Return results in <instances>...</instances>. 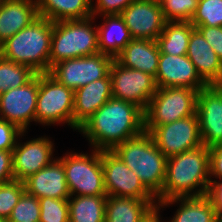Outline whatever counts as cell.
Returning a JSON list of instances; mask_svg holds the SVG:
<instances>
[{
	"label": "cell",
	"mask_w": 222,
	"mask_h": 222,
	"mask_svg": "<svg viewBox=\"0 0 222 222\" xmlns=\"http://www.w3.org/2000/svg\"><path fill=\"white\" fill-rule=\"evenodd\" d=\"M216 222H222V218L221 219H216Z\"/></svg>",
	"instance_id": "obj_43"
},
{
	"label": "cell",
	"mask_w": 222,
	"mask_h": 222,
	"mask_svg": "<svg viewBox=\"0 0 222 222\" xmlns=\"http://www.w3.org/2000/svg\"><path fill=\"white\" fill-rule=\"evenodd\" d=\"M150 134L166 158L203 145L197 113L170 124L156 126Z\"/></svg>",
	"instance_id": "obj_12"
},
{
	"label": "cell",
	"mask_w": 222,
	"mask_h": 222,
	"mask_svg": "<svg viewBox=\"0 0 222 222\" xmlns=\"http://www.w3.org/2000/svg\"><path fill=\"white\" fill-rule=\"evenodd\" d=\"M53 145L47 137H39L24 144L17 141L12 161L14 180L23 182L52 163L55 160L52 157Z\"/></svg>",
	"instance_id": "obj_17"
},
{
	"label": "cell",
	"mask_w": 222,
	"mask_h": 222,
	"mask_svg": "<svg viewBox=\"0 0 222 222\" xmlns=\"http://www.w3.org/2000/svg\"><path fill=\"white\" fill-rule=\"evenodd\" d=\"M209 180V147L202 145L171 156L166 161V178L161 193L156 197L157 201L204 196Z\"/></svg>",
	"instance_id": "obj_2"
},
{
	"label": "cell",
	"mask_w": 222,
	"mask_h": 222,
	"mask_svg": "<svg viewBox=\"0 0 222 222\" xmlns=\"http://www.w3.org/2000/svg\"><path fill=\"white\" fill-rule=\"evenodd\" d=\"M134 0H96V6L91 3L93 17L103 15H120ZM98 13V14H97Z\"/></svg>",
	"instance_id": "obj_36"
},
{
	"label": "cell",
	"mask_w": 222,
	"mask_h": 222,
	"mask_svg": "<svg viewBox=\"0 0 222 222\" xmlns=\"http://www.w3.org/2000/svg\"><path fill=\"white\" fill-rule=\"evenodd\" d=\"M63 163L70 195L107 196L104 187L102 151L94 149L92 154L69 153L60 157Z\"/></svg>",
	"instance_id": "obj_7"
},
{
	"label": "cell",
	"mask_w": 222,
	"mask_h": 222,
	"mask_svg": "<svg viewBox=\"0 0 222 222\" xmlns=\"http://www.w3.org/2000/svg\"><path fill=\"white\" fill-rule=\"evenodd\" d=\"M191 24L197 26H222V0H198Z\"/></svg>",
	"instance_id": "obj_30"
},
{
	"label": "cell",
	"mask_w": 222,
	"mask_h": 222,
	"mask_svg": "<svg viewBox=\"0 0 222 222\" xmlns=\"http://www.w3.org/2000/svg\"><path fill=\"white\" fill-rule=\"evenodd\" d=\"M104 24L97 27L99 52L116 58L133 39L120 15H103Z\"/></svg>",
	"instance_id": "obj_24"
},
{
	"label": "cell",
	"mask_w": 222,
	"mask_h": 222,
	"mask_svg": "<svg viewBox=\"0 0 222 222\" xmlns=\"http://www.w3.org/2000/svg\"><path fill=\"white\" fill-rule=\"evenodd\" d=\"M22 181L11 180L0 185V219H8L19 198L24 193Z\"/></svg>",
	"instance_id": "obj_34"
},
{
	"label": "cell",
	"mask_w": 222,
	"mask_h": 222,
	"mask_svg": "<svg viewBox=\"0 0 222 222\" xmlns=\"http://www.w3.org/2000/svg\"><path fill=\"white\" fill-rule=\"evenodd\" d=\"M53 22L38 17L0 45V55L32 68L36 73H49V55Z\"/></svg>",
	"instance_id": "obj_3"
},
{
	"label": "cell",
	"mask_w": 222,
	"mask_h": 222,
	"mask_svg": "<svg viewBox=\"0 0 222 222\" xmlns=\"http://www.w3.org/2000/svg\"><path fill=\"white\" fill-rule=\"evenodd\" d=\"M39 203V222H69L68 200L43 197Z\"/></svg>",
	"instance_id": "obj_33"
},
{
	"label": "cell",
	"mask_w": 222,
	"mask_h": 222,
	"mask_svg": "<svg viewBox=\"0 0 222 222\" xmlns=\"http://www.w3.org/2000/svg\"><path fill=\"white\" fill-rule=\"evenodd\" d=\"M196 29L202 34L218 58L222 61V26H197Z\"/></svg>",
	"instance_id": "obj_37"
},
{
	"label": "cell",
	"mask_w": 222,
	"mask_h": 222,
	"mask_svg": "<svg viewBox=\"0 0 222 222\" xmlns=\"http://www.w3.org/2000/svg\"><path fill=\"white\" fill-rule=\"evenodd\" d=\"M160 57L156 41L132 39L115 58L121 65L140 70L155 78Z\"/></svg>",
	"instance_id": "obj_22"
},
{
	"label": "cell",
	"mask_w": 222,
	"mask_h": 222,
	"mask_svg": "<svg viewBox=\"0 0 222 222\" xmlns=\"http://www.w3.org/2000/svg\"><path fill=\"white\" fill-rule=\"evenodd\" d=\"M166 21L190 22L198 0H159Z\"/></svg>",
	"instance_id": "obj_31"
},
{
	"label": "cell",
	"mask_w": 222,
	"mask_h": 222,
	"mask_svg": "<svg viewBox=\"0 0 222 222\" xmlns=\"http://www.w3.org/2000/svg\"><path fill=\"white\" fill-rule=\"evenodd\" d=\"M13 151L0 150V185L14 180Z\"/></svg>",
	"instance_id": "obj_39"
},
{
	"label": "cell",
	"mask_w": 222,
	"mask_h": 222,
	"mask_svg": "<svg viewBox=\"0 0 222 222\" xmlns=\"http://www.w3.org/2000/svg\"><path fill=\"white\" fill-rule=\"evenodd\" d=\"M181 202L180 208L170 222H216L213 202L206 196L177 197L157 202L155 207H164Z\"/></svg>",
	"instance_id": "obj_25"
},
{
	"label": "cell",
	"mask_w": 222,
	"mask_h": 222,
	"mask_svg": "<svg viewBox=\"0 0 222 222\" xmlns=\"http://www.w3.org/2000/svg\"><path fill=\"white\" fill-rule=\"evenodd\" d=\"M156 201L107 196L105 222H143L154 210Z\"/></svg>",
	"instance_id": "obj_23"
},
{
	"label": "cell",
	"mask_w": 222,
	"mask_h": 222,
	"mask_svg": "<svg viewBox=\"0 0 222 222\" xmlns=\"http://www.w3.org/2000/svg\"><path fill=\"white\" fill-rule=\"evenodd\" d=\"M217 180H209V186L206 196L213 202L215 216L217 219L222 218V178Z\"/></svg>",
	"instance_id": "obj_38"
},
{
	"label": "cell",
	"mask_w": 222,
	"mask_h": 222,
	"mask_svg": "<svg viewBox=\"0 0 222 222\" xmlns=\"http://www.w3.org/2000/svg\"><path fill=\"white\" fill-rule=\"evenodd\" d=\"M107 196L157 200L140 178L112 151H102Z\"/></svg>",
	"instance_id": "obj_11"
},
{
	"label": "cell",
	"mask_w": 222,
	"mask_h": 222,
	"mask_svg": "<svg viewBox=\"0 0 222 222\" xmlns=\"http://www.w3.org/2000/svg\"><path fill=\"white\" fill-rule=\"evenodd\" d=\"M24 133L16 125L0 119V150L13 151L17 138Z\"/></svg>",
	"instance_id": "obj_35"
},
{
	"label": "cell",
	"mask_w": 222,
	"mask_h": 222,
	"mask_svg": "<svg viewBox=\"0 0 222 222\" xmlns=\"http://www.w3.org/2000/svg\"><path fill=\"white\" fill-rule=\"evenodd\" d=\"M113 61L111 56L99 52L62 60L51 67L49 74L59 83L76 91L90 82L107 77Z\"/></svg>",
	"instance_id": "obj_9"
},
{
	"label": "cell",
	"mask_w": 222,
	"mask_h": 222,
	"mask_svg": "<svg viewBox=\"0 0 222 222\" xmlns=\"http://www.w3.org/2000/svg\"><path fill=\"white\" fill-rule=\"evenodd\" d=\"M194 29L190 22L166 21L162 33L156 39L160 54L186 55Z\"/></svg>",
	"instance_id": "obj_27"
},
{
	"label": "cell",
	"mask_w": 222,
	"mask_h": 222,
	"mask_svg": "<svg viewBox=\"0 0 222 222\" xmlns=\"http://www.w3.org/2000/svg\"><path fill=\"white\" fill-rule=\"evenodd\" d=\"M71 197L68 199L69 222H105L107 196Z\"/></svg>",
	"instance_id": "obj_28"
},
{
	"label": "cell",
	"mask_w": 222,
	"mask_h": 222,
	"mask_svg": "<svg viewBox=\"0 0 222 222\" xmlns=\"http://www.w3.org/2000/svg\"><path fill=\"white\" fill-rule=\"evenodd\" d=\"M94 149L112 151L145 131L144 111L137 105L110 98L78 129Z\"/></svg>",
	"instance_id": "obj_1"
},
{
	"label": "cell",
	"mask_w": 222,
	"mask_h": 222,
	"mask_svg": "<svg viewBox=\"0 0 222 222\" xmlns=\"http://www.w3.org/2000/svg\"><path fill=\"white\" fill-rule=\"evenodd\" d=\"M210 179L222 178V143L209 147Z\"/></svg>",
	"instance_id": "obj_40"
},
{
	"label": "cell",
	"mask_w": 222,
	"mask_h": 222,
	"mask_svg": "<svg viewBox=\"0 0 222 222\" xmlns=\"http://www.w3.org/2000/svg\"><path fill=\"white\" fill-rule=\"evenodd\" d=\"M0 222H9L8 219H0Z\"/></svg>",
	"instance_id": "obj_42"
},
{
	"label": "cell",
	"mask_w": 222,
	"mask_h": 222,
	"mask_svg": "<svg viewBox=\"0 0 222 222\" xmlns=\"http://www.w3.org/2000/svg\"><path fill=\"white\" fill-rule=\"evenodd\" d=\"M110 98H112L110 75L74 91L73 129L78 130Z\"/></svg>",
	"instance_id": "obj_19"
},
{
	"label": "cell",
	"mask_w": 222,
	"mask_h": 222,
	"mask_svg": "<svg viewBox=\"0 0 222 222\" xmlns=\"http://www.w3.org/2000/svg\"><path fill=\"white\" fill-rule=\"evenodd\" d=\"M92 20L93 16L53 22L49 71L62 60L99 53L97 26L91 25Z\"/></svg>",
	"instance_id": "obj_5"
},
{
	"label": "cell",
	"mask_w": 222,
	"mask_h": 222,
	"mask_svg": "<svg viewBox=\"0 0 222 222\" xmlns=\"http://www.w3.org/2000/svg\"><path fill=\"white\" fill-rule=\"evenodd\" d=\"M109 75L112 97L133 103L145 111L157 90L155 78L140 70L127 68L116 59L112 62Z\"/></svg>",
	"instance_id": "obj_10"
},
{
	"label": "cell",
	"mask_w": 222,
	"mask_h": 222,
	"mask_svg": "<svg viewBox=\"0 0 222 222\" xmlns=\"http://www.w3.org/2000/svg\"><path fill=\"white\" fill-rule=\"evenodd\" d=\"M38 90L39 73L26 85L0 94V119L26 132L30 122L35 121Z\"/></svg>",
	"instance_id": "obj_13"
},
{
	"label": "cell",
	"mask_w": 222,
	"mask_h": 222,
	"mask_svg": "<svg viewBox=\"0 0 222 222\" xmlns=\"http://www.w3.org/2000/svg\"><path fill=\"white\" fill-rule=\"evenodd\" d=\"M186 55L207 85H222V61L196 28L190 35Z\"/></svg>",
	"instance_id": "obj_20"
},
{
	"label": "cell",
	"mask_w": 222,
	"mask_h": 222,
	"mask_svg": "<svg viewBox=\"0 0 222 222\" xmlns=\"http://www.w3.org/2000/svg\"><path fill=\"white\" fill-rule=\"evenodd\" d=\"M40 203L39 199L24 191L17 204L12 210L9 222H39Z\"/></svg>",
	"instance_id": "obj_32"
},
{
	"label": "cell",
	"mask_w": 222,
	"mask_h": 222,
	"mask_svg": "<svg viewBox=\"0 0 222 222\" xmlns=\"http://www.w3.org/2000/svg\"><path fill=\"white\" fill-rule=\"evenodd\" d=\"M197 94V90L184 87L157 88L144 111L145 132L195 114Z\"/></svg>",
	"instance_id": "obj_6"
},
{
	"label": "cell",
	"mask_w": 222,
	"mask_h": 222,
	"mask_svg": "<svg viewBox=\"0 0 222 222\" xmlns=\"http://www.w3.org/2000/svg\"><path fill=\"white\" fill-rule=\"evenodd\" d=\"M196 113L202 144L222 143V85H207L198 91Z\"/></svg>",
	"instance_id": "obj_15"
},
{
	"label": "cell",
	"mask_w": 222,
	"mask_h": 222,
	"mask_svg": "<svg viewBox=\"0 0 222 222\" xmlns=\"http://www.w3.org/2000/svg\"><path fill=\"white\" fill-rule=\"evenodd\" d=\"M25 191L36 198L68 200L71 195L67 186L63 163L59 159L29 176L23 181Z\"/></svg>",
	"instance_id": "obj_18"
},
{
	"label": "cell",
	"mask_w": 222,
	"mask_h": 222,
	"mask_svg": "<svg viewBox=\"0 0 222 222\" xmlns=\"http://www.w3.org/2000/svg\"><path fill=\"white\" fill-rule=\"evenodd\" d=\"M92 0H37L38 15L52 22L92 17Z\"/></svg>",
	"instance_id": "obj_26"
},
{
	"label": "cell",
	"mask_w": 222,
	"mask_h": 222,
	"mask_svg": "<svg viewBox=\"0 0 222 222\" xmlns=\"http://www.w3.org/2000/svg\"><path fill=\"white\" fill-rule=\"evenodd\" d=\"M74 91L49 73H39L35 121L51 125L68 123L73 128Z\"/></svg>",
	"instance_id": "obj_8"
},
{
	"label": "cell",
	"mask_w": 222,
	"mask_h": 222,
	"mask_svg": "<svg viewBox=\"0 0 222 222\" xmlns=\"http://www.w3.org/2000/svg\"><path fill=\"white\" fill-rule=\"evenodd\" d=\"M36 75L29 66L7 60L0 55V94L26 85Z\"/></svg>",
	"instance_id": "obj_29"
},
{
	"label": "cell",
	"mask_w": 222,
	"mask_h": 222,
	"mask_svg": "<svg viewBox=\"0 0 222 222\" xmlns=\"http://www.w3.org/2000/svg\"><path fill=\"white\" fill-rule=\"evenodd\" d=\"M120 16L133 39L156 41L166 23L159 0H134Z\"/></svg>",
	"instance_id": "obj_14"
},
{
	"label": "cell",
	"mask_w": 222,
	"mask_h": 222,
	"mask_svg": "<svg viewBox=\"0 0 222 222\" xmlns=\"http://www.w3.org/2000/svg\"><path fill=\"white\" fill-rule=\"evenodd\" d=\"M38 17L37 0H3L0 4V45Z\"/></svg>",
	"instance_id": "obj_21"
},
{
	"label": "cell",
	"mask_w": 222,
	"mask_h": 222,
	"mask_svg": "<svg viewBox=\"0 0 222 222\" xmlns=\"http://www.w3.org/2000/svg\"><path fill=\"white\" fill-rule=\"evenodd\" d=\"M112 152L140 178L155 197L161 193L166 178L167 158L158 149L150 133L144 131L125 140Z\"/></svg>",
	"instance_id": "obj_4"
},
{
	"label": "cell",
	"mask_w": 222,
	"mask_h": 222,
	"mask_svg": "<svg viewBox=\"0 0 222 222\" xmlns=\"http://www.w3.org/2000/svg\"><path fill=\"white\" fill-rule=\"evenodd\" d=\"M159 207H155L154 210L148 215L143 222H161L159 215Z\"/></svg>",
	"instance_id": "obj_41"
},
{
	"label": "cell",
	"mask_w": 222,
	"mask_h": 222,
	"mask_svg": "<svg viewBox=\"0 0 222 222\" xmlns=\"http://www.w3.org/2000/svg\"><path fill=\"white\" fill-rule=\"evenodd\" d=\"M155 83L157 88L184 87L197 91L207 86L187 55L170 54H160Z\"/></svg>",
	"instance_id": "obj_16"
}]
</instances>
